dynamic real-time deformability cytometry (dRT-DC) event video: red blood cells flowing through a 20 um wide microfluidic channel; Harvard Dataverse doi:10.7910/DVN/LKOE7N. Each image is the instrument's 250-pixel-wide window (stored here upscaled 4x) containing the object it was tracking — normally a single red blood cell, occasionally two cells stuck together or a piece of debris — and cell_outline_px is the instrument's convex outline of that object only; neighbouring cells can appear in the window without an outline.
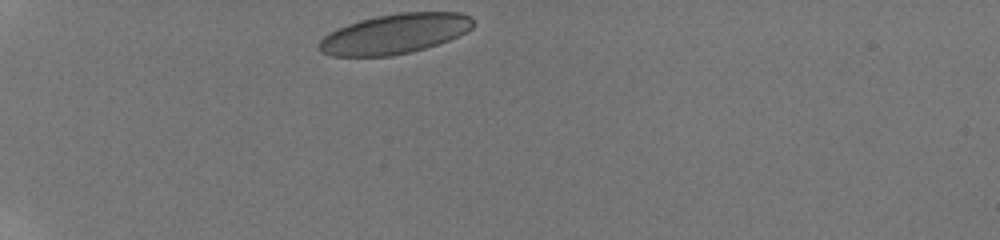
{"species": "human", "species_latin": "Homo sapiens", "temperature_condition": "room temperature", "stored_images_in_passage": 16, "camera_frame_rate_fps": 3000, "um_per_image_px": 0.085, "donor": {"sex": "male"}, "frame": {"image": 1, "passage_image": 1, "time_ms": 0.0, "image_size_px": [1000, 240], "cell_outline_px": [[476, 24], [472, 28], [448, 40], [424, 48], [392, 56], [332, 56], [320, 52], [316, 48], [316, 44], [324, 36], [348, 24], [360, 20], [376, 16], [400, 12], [460, 12], [472, 16]], "centroid_in_image_um": [33.55, 2.87], "position_along_channel_um": 51.5, "area_um2": 35.78}}
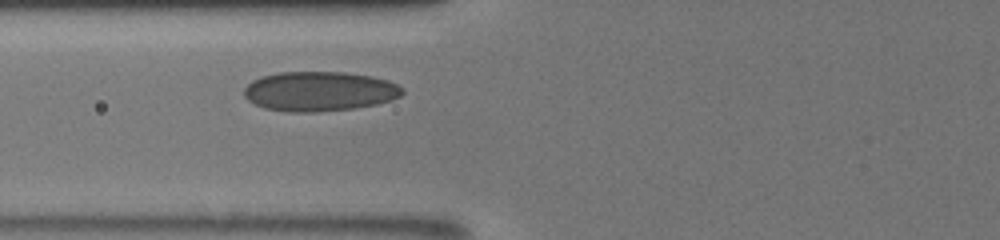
{"frame": {"image": 2, "passage_image": 7, "time_ms": 2.333, "image_size_px": [1000, 240], "cell_outline_px": [[404, 92], [400, 96], [392, 100], [376, 104], [352, 108], [312, 112], [288, 112], [264, 108], [248, 100], [244, 96], [244, 88], [252, 80], [260, 76], [280, 72], [344, 72], [372, 76], [388, 80], [404, 88]], "centroid_in_image_um": [27.15, 7.75], "position_along_channel_um": 98.7, "area_um2": 36.65}}
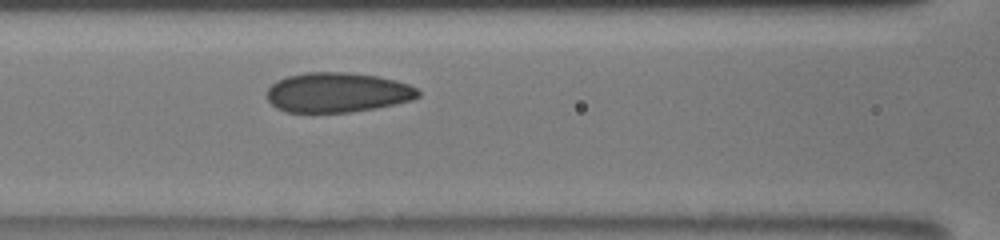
{"frame": {"image": 3, "passage_image": 10, "time_ms": 3.333, "image_size_px": [1000, 240], "cell_outline_px": [[420, 96], [412, 100], [376, 108], [348, 112], [284, 112], [276, 108], [264, 96], [264, 92], [276, 80], [288, 76], [304, 72], [348, 72], [376, 76], [396, 80], [408, 84], [416, 88], [420, 92]], "centroid_in_image_um": [28.64, 7.85], "position_along_channel_um": 138.0, "area_um2": 35.37}}